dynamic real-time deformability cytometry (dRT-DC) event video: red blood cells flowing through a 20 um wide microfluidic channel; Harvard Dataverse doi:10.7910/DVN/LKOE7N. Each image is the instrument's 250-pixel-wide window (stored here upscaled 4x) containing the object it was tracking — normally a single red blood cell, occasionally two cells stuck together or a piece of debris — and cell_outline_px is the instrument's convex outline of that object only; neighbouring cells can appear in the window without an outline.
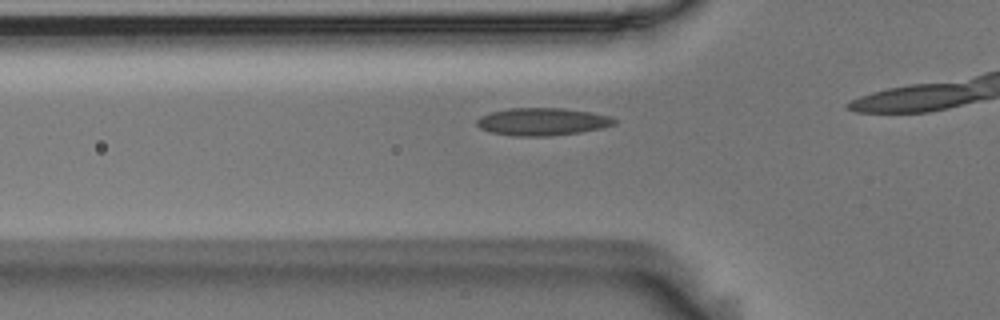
{"species": "Egyptian fruit bat (a non-hibernating species)", "species_latin": "Rousettus aegyptiacus", "temperature_condition": "room temperature", "stored_images_in_passage": 8, "camera_frame_rate_fps": 3000, "um_per_image_px": 0.085, "animal": {"sex": "male"}, "frame": {"image": 1, "passage_image": 3, "time_ms": 0.667, "image_size_px": [1000, 320], "cell_outline_px": [[616, 124], [600, 128], [580, 132], [548, 136], [512, 136], [492, 132], [480, 128], [476, 124], [476, 120], [480, 116], [492, 112], [508, 108], [564, 108], [588, 112], [608, 116], [616, 120]], "centroid_in_image_um": [46.06, 10.34], "position_along_channel_um": 79.7, "area_um2": 21.91}}
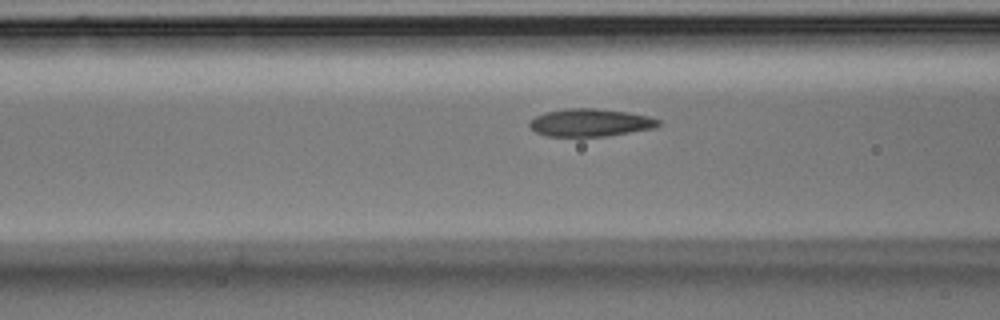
{"frame": {"image": 2, "passage_image": 6, "time_ms": 1.667, "image_size_px": [1000, 320], "cell_outline_px": [[660, 124], [656, 128], [604, 136], [548, 136], [536, 132], [528, 124], [528, 120], [544, 112], [564, 108], [596, 108], [628, 112], [648, 116], [660, 120]], "centroid_in_image_um": [50.16, 10.41], "position_along_channel_um": 116.4, "area_um2": 20.87}}